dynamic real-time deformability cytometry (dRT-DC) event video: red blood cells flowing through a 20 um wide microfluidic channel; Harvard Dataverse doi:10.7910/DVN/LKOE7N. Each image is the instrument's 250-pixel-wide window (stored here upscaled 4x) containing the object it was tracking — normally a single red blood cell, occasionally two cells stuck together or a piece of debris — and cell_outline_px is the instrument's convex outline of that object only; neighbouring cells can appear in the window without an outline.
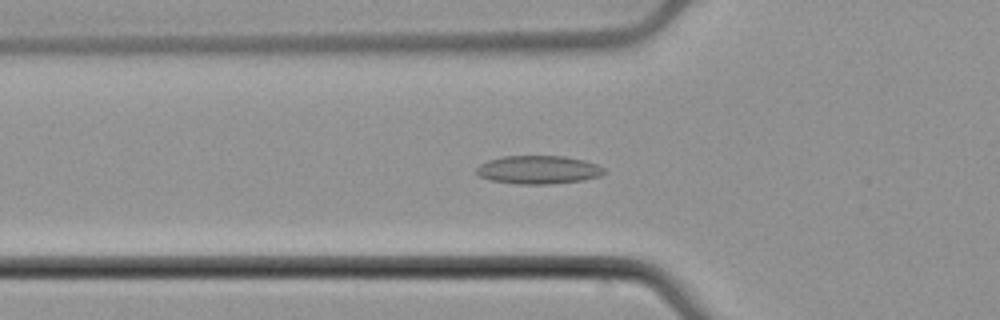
{"species": "common noctule bat (a hibernating species)", "species_latin": "Nyctalus noctula", "temperature_condition": "cold", "stored_images_in_passage": 56, "segment_of_instrument_passage": [1, 2], "camera_frame_rate_fps": 3000, "um_per_image_px": 0.085, "animal": {"sex": "male", "body_mass_g": 21.5, "forearm_length_mm": 52.0}, "frame": {"image": 1, "passage_image": 19, "time_ms": 6.0, "image_size_px": [1000, 320], "cell_outline_px": [[604, 172], [600, 176], [584, 180], [552, 184], [516, 184], [488, 180], [480, 176], [476, 172], [476, 168], [480, 164], [488, 160], [504, 156], [564, 156], [584, 160], [596, 164], [604, 168]], "centroid_in_image_um": [45.74, 14.44], "position_along_channel_um": 80.1, "area_um2": 21.15}}
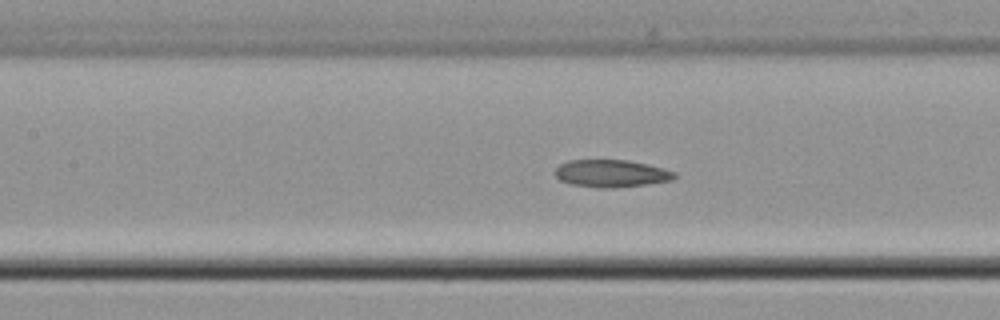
{"frame": {"image": 2, "passage_image": 25, "time_ms": 8.0, "image_size_px": [1000, 320], "cell_outline_px": [[676, 176], [672, 180], [648, 184], [612, 188], [600, 188], [572, 184], [560, 180], [556, 176], [556, 168], [560, 164], [568, 160], [628, 160], [648, 164], [664, 168], [676, 172]], "centroid_in_image_um": [51.99, 14.74], "position_along_channel_um": 155.4, "area_um2": 19.07}}
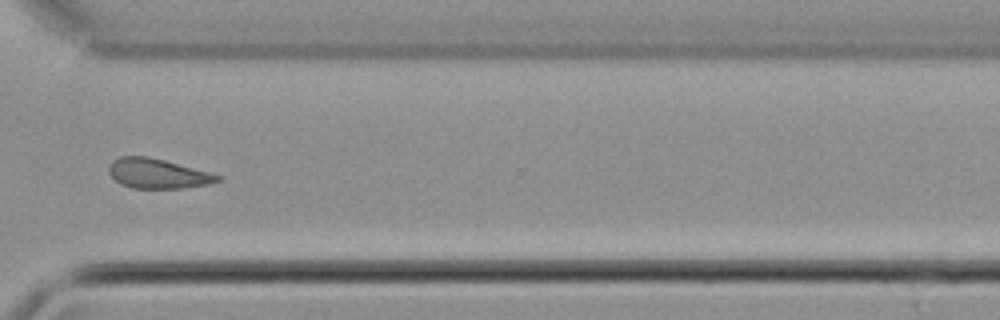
{"frame": {"image": 3, "passage_image": 41, "time_ms": 13.333, "image_size_px": [1000, 320], "cell_outline_px": [[224, 176], [220, 180], [208, 184], [184, 188], [132, 188], [120, 184], [108, 172], [108, 168], [112, 160], [120, 156], [148, 156], [164, 160]], "centroid_in_image_um": [13.39, 14.75], "position_along_channel_um": 357.2, "area_um2": 18.84}}